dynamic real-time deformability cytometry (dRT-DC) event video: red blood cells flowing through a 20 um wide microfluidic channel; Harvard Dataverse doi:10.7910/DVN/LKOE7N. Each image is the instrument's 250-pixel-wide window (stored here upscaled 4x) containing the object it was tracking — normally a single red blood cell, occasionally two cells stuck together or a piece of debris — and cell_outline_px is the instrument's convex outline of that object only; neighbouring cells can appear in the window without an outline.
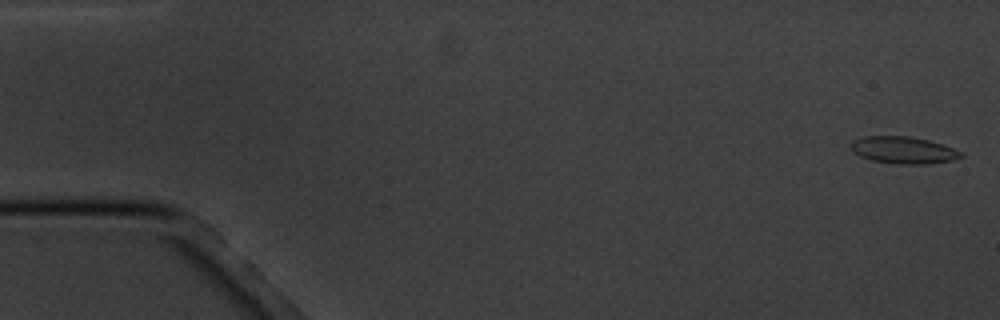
{"species": "common noctule bat (a hibernating species)", "species_latin": "Nyctalus noctula", "temperature_condition": "cold", "stored_images_in_passage": 17, "camera_frame_rate_fps": 3000, "um_per_image_px": 0.085, "animal": {"sex": "male", "body_mass_g": 20.1, "forearm_length_mm": 53.5}, "frame": {"image": 1, "passage_image": 1, "time_ms": 0.0, "image_size_px": [1000, 320], "cell_outline_px": [[964, 156], [952, 160], [928, 164], [900, 164], [872, 160], [860, 156], [852, 152], [852, 140], [864, 136], [908, 136], [928, 140], [952, 148], [960, 152]], "centroid_in_image_um": [76.76, 12.76], "position_along_channel_um": 8.2, "area_um2": 17.11}}
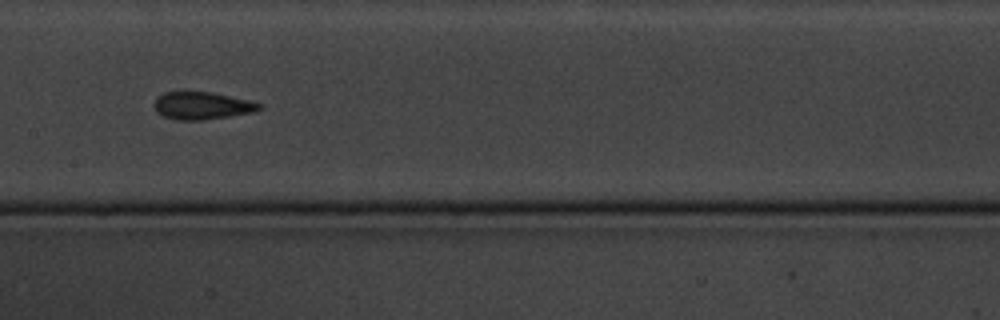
{"frame": {"image": 2, "passage_image": 9, "time_ms": 9.0, "image_size_px": [1000, 320], "cell_outline_px": [[264, 108], [256, 112], [204, 120], [176, 120], [164, 116], [156, 112], [156, 96], [164, 92], [208, 92], [248, 100], [264, 104]], "centroid_in_image_um": [17.22, 8.99], "position_along_channel_um": 190.2, "area_um2": 16.82}}
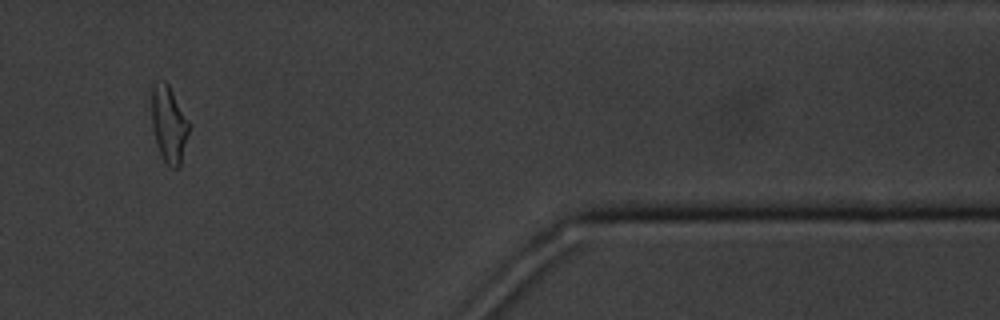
{"frame": {"image": 3, "passage_image": 15, "time_ms": 16.0, "image_size_px": [1000, 320], "cell_outline_px": [[192, 124], [180, 168], [172, 168], [164, 160], [160, 152], [152, 128], [152, 88], [164, 80], [168, 84]], "centroid_in_image_um": [14.42, 10.6], "position_along_channel_um": 397.0, "area_um2": 16.76}, "authors_computed_cell_mechanics": {"area_um2": 16.8198, "velocity_mm_per_s": 3.4473, "shape_relaxation_time_tau1_ms": null, "shape_relaxation_time_tau2_ms": 2.3627, "deformation_change_tau1": null, "deformation_change_tau2": 0.0822}}